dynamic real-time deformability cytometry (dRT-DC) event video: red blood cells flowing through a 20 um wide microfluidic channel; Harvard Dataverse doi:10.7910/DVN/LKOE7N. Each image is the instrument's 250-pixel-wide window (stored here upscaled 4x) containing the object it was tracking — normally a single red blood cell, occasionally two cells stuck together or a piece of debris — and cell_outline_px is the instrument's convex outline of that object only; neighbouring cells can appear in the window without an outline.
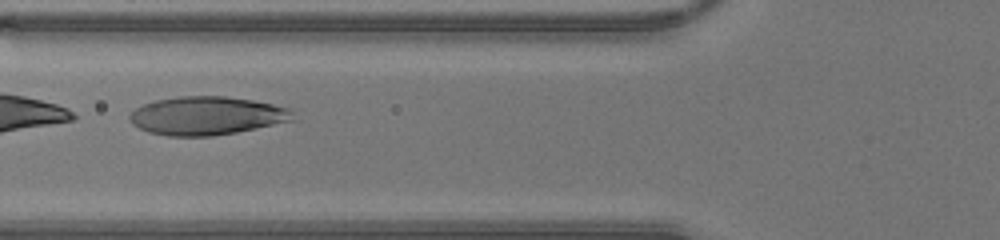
{"species": "human", "species_latin": "Homo sapiens", "temperature_condition": "warm", "stored_images_in_passage": 40, "segment_of_instrument_passage": [2, 2], "camera_frame_rate_fps": 3000, "um_per_image_px": 0.085, "donor": {"sex": "male"}, "frame": {"image": 1, "passage_image": 13, "time_ms": 4.0, "image_size_px": [1000, 240], "cell_outline_px": [[296, 120], [236, 132], [212, 136], [168, 136], [148, 132], [132, 124], [128, 120], [128, 116], [136, 108], [144, 104], [156, 100], [180, 96], [224, 96], [252, 100], [292, 108]], "centroid_in_image_um": [17.59, 9.84], "position_along_channel_um": 108.2, "area_um2": 36.65}}
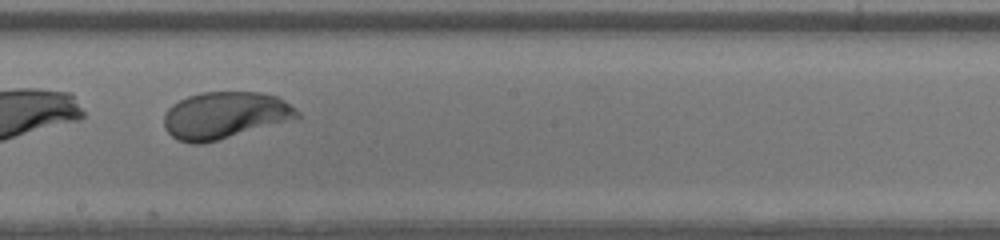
{"frame": {"image": 2, "passage_image": 21, "time_ms": 6.667, "image_size_px": [1000, 240], "cell_outline_px": [[300, 116], [204, 144], [192, 144], [176, 140], [164, 128], [164, 116], [168, 108], [172, 104], [188, 96], [200, 92], [260, 92], [276, 96], [284, 100], [296, 108], [300, 112]], "centroid_in_image_um": [19.05, 9.79], "position_along_channel_um": 229.2, "area_um2": 36.07}}
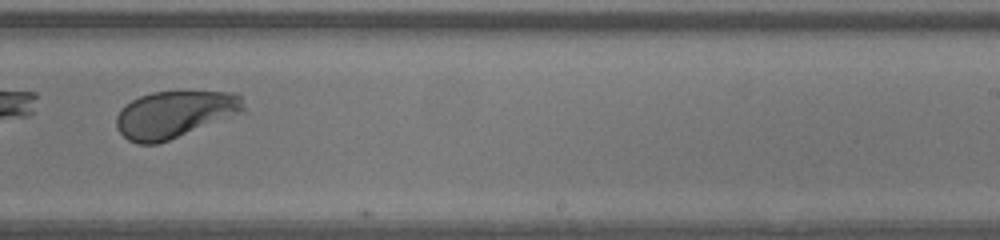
{"frame": {"image": 3, "passage_image": 24, "time_ms": 7.667, "image_size_px": [1000, 240], "cell_outline_px": [[244, 108], [236, 112], [168, 140], [156, 144], [136, 144], [128, 140], [116, 128], [116, 116], [120, 108], [124, 104], [140, 96], [152, 92], [236, 92], [240, 96]], "centroid_in_image_um": [14.69, 9.71], "position_along_channel_um": 274.3, "area_um2": 33.7}}